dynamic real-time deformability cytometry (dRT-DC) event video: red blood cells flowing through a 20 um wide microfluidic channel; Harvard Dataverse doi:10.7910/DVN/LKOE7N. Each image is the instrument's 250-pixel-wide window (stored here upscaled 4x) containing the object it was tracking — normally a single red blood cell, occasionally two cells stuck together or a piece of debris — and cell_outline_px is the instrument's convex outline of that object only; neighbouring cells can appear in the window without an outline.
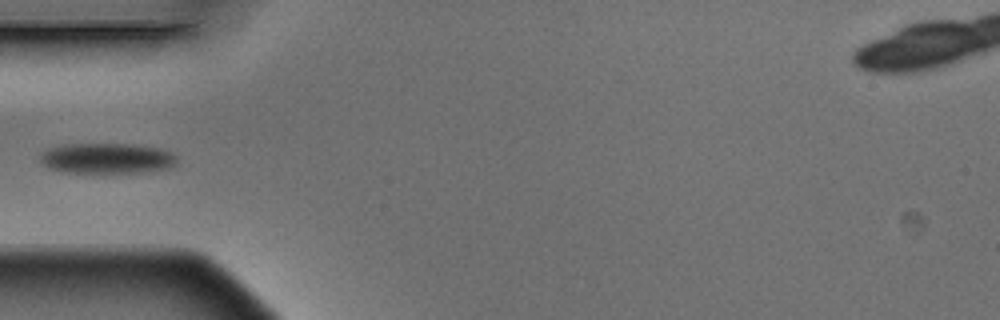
{"species": "Egyptian fruit bat (a non-hibernating species)", "species_latin": "Rousettus aegyptiacus", "temperature_condition": "warm", "stored_images_in_passage": 6, "camera_frame_rate_fps": 3000, "um_per_image_px": 0.085, "animal": {"sex": "male"}, "frame": {"image": 1, "passage_image": 5, "time_ms": 1.333, "image_size_px": [1000, 320], "cell_outline_px": [[176, 164], [168, 168], [144, 172], [64, 172], [48, 168], [40, 164], [40, 152], [48, 148], [60, 144], [132, 144], [160, 148], [172, 152], [176, 156]], "centroid_in_image_um": [9.04, 13.45], "position_along_channel_um": 76.0, "area_um2": 24.51}}
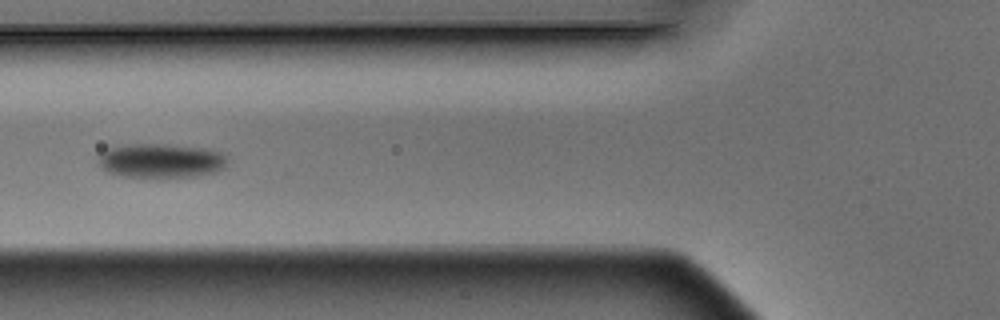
{"frame": {"image": 2, "passage_image": 6, "time_ms": 1.667, "image_size_px": [1000, 320], "cell_outline_px": [[224, 168], [216, 172], [196, 176], [120, 176], [108, 172], [96, 164], [100, 152], [108, 148], [132, 144], [168, 144], [200, 148], [220, 152], [224, 156]], "centroid_in_image_um": [13.59, 13.65], "position_along_channel_um": 112.2, "area_um2": 25.37}}